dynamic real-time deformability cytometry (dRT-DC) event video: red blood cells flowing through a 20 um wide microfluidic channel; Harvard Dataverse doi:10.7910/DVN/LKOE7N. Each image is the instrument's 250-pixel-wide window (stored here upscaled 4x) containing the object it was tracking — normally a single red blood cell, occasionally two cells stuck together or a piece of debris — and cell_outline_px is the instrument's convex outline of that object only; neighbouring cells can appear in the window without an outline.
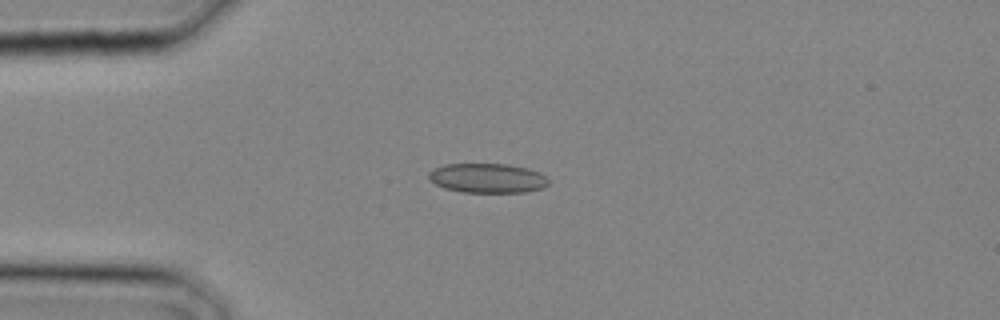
{"species": "common noctule bat (a hibernating species)", "species_latin": "Nyctalus noctula", "temperature_condition": "cold", "stored_images_in_passage": 1, "camera_frame_rate_fps": 3000, "um_per_image_px": 0.085, "animal": {"sex": "male", "body_mass_g": 20.4}, "frame": {"image": 1, "passage_image": 1, "time_ms": 0.0, "image_size_px": [1000, 320], "cell_outline_px": [[548, 184], [544, 188], [524, 192], [464, 192], [444, 188], [436, 184], [428, 176], [428, 172], [444, 164], [508, 164], [528, 168], [540, 172], [548, 180]], "centroid_in_image_um": [41.46, 15.14], "position_along_channel_um": 43.5, "area_um2": 20.52}}